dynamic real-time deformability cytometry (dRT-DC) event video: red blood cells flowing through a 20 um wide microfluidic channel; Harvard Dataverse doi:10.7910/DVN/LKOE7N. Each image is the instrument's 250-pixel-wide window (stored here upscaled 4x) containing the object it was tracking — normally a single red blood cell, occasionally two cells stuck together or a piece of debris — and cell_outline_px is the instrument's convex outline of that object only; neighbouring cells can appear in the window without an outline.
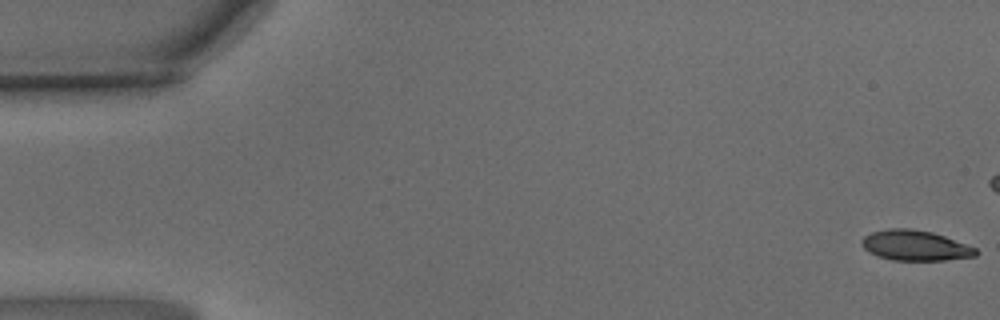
{"species": "common noctule bat (a hibernating species)", "species_latin": "Nyctalus noctula", "temperature_condition": "warm", "stored_images_in_passage": 45, "camera_frame_rate_fps": 3000, "um_per_image_px": 0.085, "animal": {"sex": "male", "body_mass_g": 15.6}, "frame": {"image": 1, "passage_image": 1, "time_ms": 0.0, "image_size_px": [1000, 320], "cell_outline_px": [[980, 252], [976, 256], [944, 260], [892, 260], [868, 252], [860, 244], [860, 240], [864, 236], [872, 232], [888, 228], [908, 228], [932, 232], [944, 236], [976, 248]], "centroid_in_image_um": [77.77, 20.86], "position_along_channel_um": 7.2, "area_um2": 20.11}}
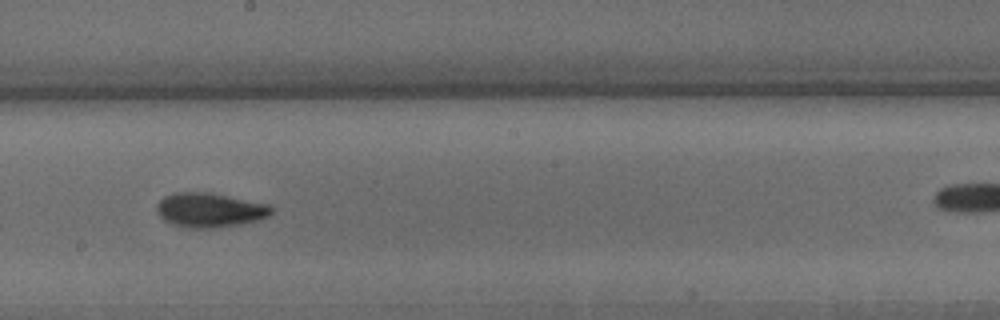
{"frame": {"image": 2, "passage_image": 31, "time_ms": 10.0, "image_size_px": [1000, 320], "cell_outline_px": [[276, 208], [268, 216], [260, 220], [240, 224], [216, 228], [188, 228], [172, 224], [164, 220], [156, 212], [156, 204], [164, 196], [176, 192], [204, 192], [268, 204]], "centroid_in_image_um": [17.82, 17.87], "position_along_channel_um": 230.4, "area_um2": 23.0}}
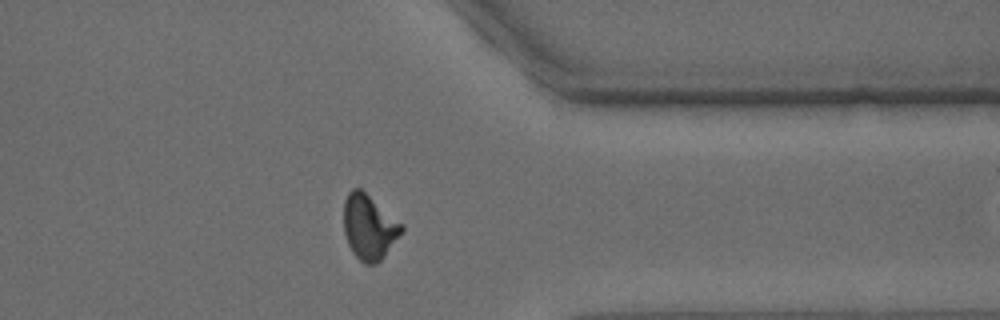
{"frame": {"image": 3, "passage_image": 44, "time_ms": 14.333, "image_size_px": [1000, 320], "cell_outline_px": [[404, 228], [384, 256], [376, 264], [364, 264], [352, 252], [348, 244], [344, 232], [344, 200], [348, 192], [352, 188], [360, 188], [404, 224]], "centroid_in_image_um": [31.36, 19.29], "position_along_channel_um": 380.0, "area_um2": 21.79}}